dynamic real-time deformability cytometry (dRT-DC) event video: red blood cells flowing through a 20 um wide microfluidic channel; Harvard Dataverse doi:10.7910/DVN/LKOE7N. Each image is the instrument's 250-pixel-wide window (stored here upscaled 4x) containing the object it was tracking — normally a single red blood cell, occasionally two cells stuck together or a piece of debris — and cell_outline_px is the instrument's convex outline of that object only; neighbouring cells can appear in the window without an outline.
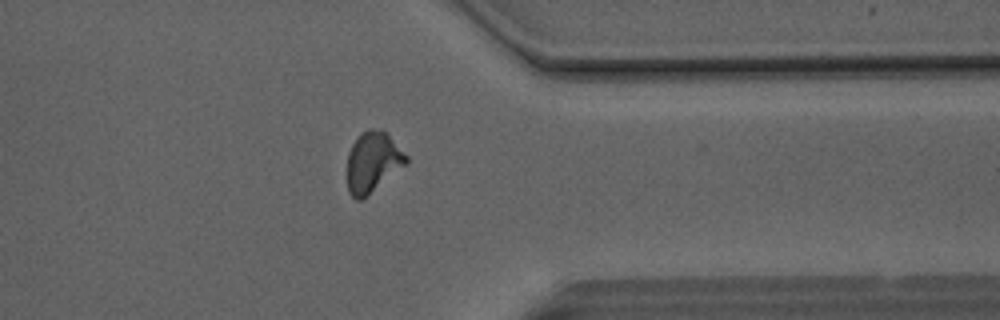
{"species": "Egyptian fruit bat (a non-hibernating species)", "species_latin": "Rousettus aegyptiacus", "temperature_condition": "room temperature", "stored_images_in_passage": 34, "camera_frame_rate_fps": 3000, "um_per_image_px": 0.085, "animal": {"sex": "male"}, "frame": {"image": 1, "passage_image": 33, "time_ms": 10.667, "image_size_px": [1000, 320], "cell_outline_px": [[408, 164], [360, 200], [356, 200], [348, 192], [348, 152], [352, 144], [360, 132], [368, 128], [384, 128], [408, 156]], "centroid_in_image_um": [31.71, 13.71], "position_along_channel_um": 379.7, "area_um2": 21.04}, "authors_computed_cell_mechanics": {"area_um2": 20.5479, "velocity_mm_per_s": 4.123, "shape_relaxation_time_tau1_ms": 9.5186, "shape_relaxation_time_tau2_ms": 1.4421, "deformation_change_tau1": 0.2065, "deformation_change_tau2": 0.086}}